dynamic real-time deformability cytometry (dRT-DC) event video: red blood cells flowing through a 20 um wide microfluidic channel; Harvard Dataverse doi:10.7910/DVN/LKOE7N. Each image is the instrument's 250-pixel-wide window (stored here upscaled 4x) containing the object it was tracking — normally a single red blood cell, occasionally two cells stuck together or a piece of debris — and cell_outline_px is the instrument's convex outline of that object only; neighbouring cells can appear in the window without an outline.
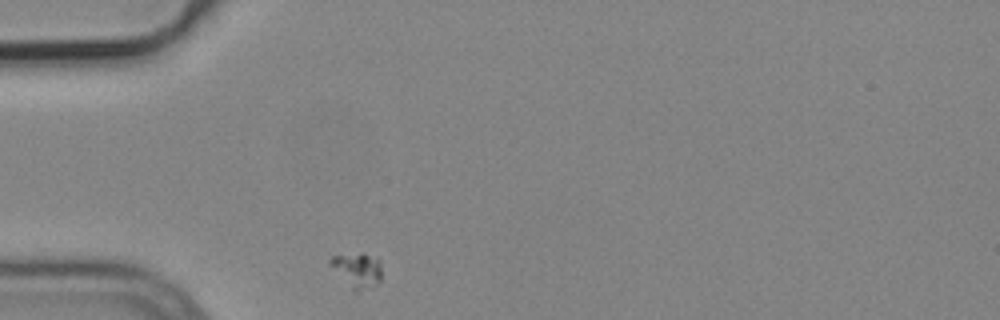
{"species": "common noctule bat (a hibernating species)", "species_latin": "Nyctalus noctula", "temperature_condition": "cold", "stored_images_in_passage": 1, "camera_frame_rate_fps": 3000, "um_per_image_px": 0.085, "animal": {"sex": "male", "body_mass_g": 19.2, "forearm_length_mm": 51.8}, "frame": {"image": 1, "passage_image": 1, "time_ms": 0.0, "image_size_px": [1000, 320], "cell_outline_px": [[380, 280], [356, 292], [352, 292], [328, 264], [328, 260], [332, 256], [360, 252], [380, 260]], "centroid_in_image_um": [30.28, 22.94], "position_along_channel_um": 54.7, "area_um2": 10.4}}